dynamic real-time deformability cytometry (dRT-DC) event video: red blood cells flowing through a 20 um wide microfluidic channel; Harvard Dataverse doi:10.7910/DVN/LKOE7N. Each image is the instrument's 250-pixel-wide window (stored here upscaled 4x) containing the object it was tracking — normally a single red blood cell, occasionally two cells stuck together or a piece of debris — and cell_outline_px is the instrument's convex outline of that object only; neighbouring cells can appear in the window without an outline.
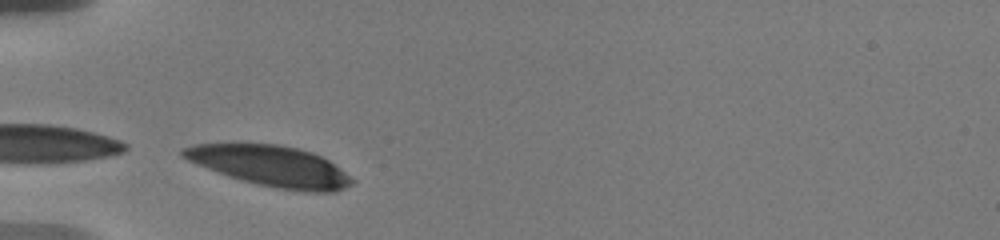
{"species": "human", "species_latin": "Homo sapiens", "temperature_condition": "warm", "stored_images_in_passage": 2, "camera_frame_rate_fps": 3000, "um_per_image_px": 0.085, "donor": {"sex": "male"}, "frame": {"image": 1, "passage_image": 1, "time_ms": 0.0, "image_size_px": [1000, 240], "cell_outline_px": [[356, 180], [352, 184], [344, 188], [332, 192], [304, 192], [276, 188], [256, 184], [228, 176], [188, 160], [180, 156], [180, 148], [192, 144], [280, 144], [312, 152], [328, 160]], "centroid_in_image_um": [23.01, 14.11], "position_along_channel_um": 62.0, "area_um2": 39.88}}